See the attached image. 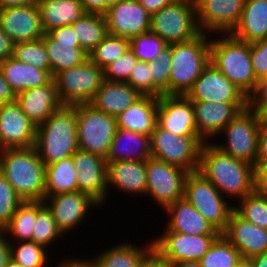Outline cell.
Wrapping results in <instances>:
<instances>
[{
  "mask_svg": "<svg viewBox=\"0 0 267 267\" xmlns=\"http://www.w3.org/2000/svg\"><path fill=\"white\" fill-rule=\"evenodd\" d=\"M198 172L221 194L238 198V201L256 189L255 166L229 156L215 143L203 144Z\"/></svg>",
  "mask_w": 267,
  "mask_h": 267,
  "instance_id": "6da1fadb",
  "label": "cell"
},
{
  "mask_svg": "<svg viewBox=\"0 0 267 267\" xmlns=\"http://www.w3.org/2000/svg\"><path fill=\"white\" fill-rule=\"evenodd\" d=\"M0 173L25 201H44L46 165L35 146L0 150Z\"/></svg>",
  "mask_w": 267,
  "mask_h": 267,
  "instance_id": "7a4b0ae2",
  "label": "cell"
},
{
  "mask_svg": "<svg viewBox=\"0 0 267 267\" xmlns=\"http://www.w3.org/2000/svg\"><path fill=\"white\" fill-rule=\"evenodd\" d=\"M35 147L45 165L72 156L79 149L76 105H62L37 127Z\"/></svg>",
  "mask_w": 267,
  "mask_h": 267,
  "instance_id": "3957f363",
  "label": "cell"
},
{
  "mask_svg": "<svg viewBox=\"0 0 267 267\" xmlns=\"http://www.w3.org/2000/svg\"><path fill=\"white\" fill-rule=\"evenodd\" d=\"M201 32L190 41L172 44L169 95L185 96L210 63V38Z\"/></svg>",
  "mask_w": 267,
  "mask_h": 267,
  "instance_id": "277c9868",
  "label": "cell"
},
{
  "mask_svg": "<svg viewBox=\"0 0 267 267\" xmlns=\"http://www.w3.org/2000/svg\"><path fill=\"white\" fill-rule=\"evenodd\" d=\"M222 35L211 39L210 62L248 96L257 81L250 59V43L230 34Z\"/></svg>",
  "mask_w": 267,
  "mask_h": 267,
  "instance_id": "5b68a950",
  "label": "cell"
},
{
  "mask_svg": "<svg viewBox=\"0 0 267 267\" xmlns=\"http://www.w3.org/2000/svg\"><path fill=\"white\" fill-rule=\"evenodd\" d=\"M76 116L79 149L106 159L118 129L117 118L89 103L76 105Z\"/></svg>",
  "mask_w": 267,
  "mask_h": 267,
  "instance_id": "8992f818",
  "label": "cell"
},
{
  "mask_svg": "<svg viewBox=\"0 0 267 267\" xmlns=\"http://www.w3.org/2000/svg\"><path fill=\"white\" fill-rule=\"evenodd\" d=\"M184 197L221 234L226 230L235 205H229L217 188L200 172H189L184 183Z\"/></svg>",
  "mask_w": 267,
  "mask_h": 267,
  "instance_id": "52a82bcc",
  "label": "cell"
},
{
  "mask_svg": "<svg viewBox=\"0 0 267 267\" xmlns=\"http://www.w3.org/2000/svg\"><path fill=\"white\" fill-rule=\"evenodd\" d=\"M150 31L159 35L168 45L187 42L201 31L196 20L193 0H174L151 15Z\"/></svg>",
  "mask_w": 267,
  "mask_h": 267,
  "instance_id": "ba28073f",
  "label": "cell"
},
{
  "mask_svg": "<svg viewBox=\"0 0 267 267\" xmlns=\"http://www.w3.org/2000/svg\"><path fill=\"white\" fill-rule=\"evenodd\" d=\"M150 142L151 157L188 172L198 171L200 154L205 143L199 136H179L156 124L150 135Z\"/></svg>",
  "mask_w": 267,
  "mask_h": 267,
  "instance_id": "9c48e42d",
  "label": "cell"
},
{
  "mask_svg": "<svg viewBox=\"0 0 267 267\" xmlns=\"http://www.w3.org/2000/svg\"><path fill=\"white\" fill-rule=\"evenodd\" d=\"M53 80L61 104L74 106L89 103L105 79L104 70L88 59L57 73Z\"/></svg>",
  "mask_w": 267,
  "mask_h": 267,
  "instance_id": "30bf717a",
  "label": "cell"
},
{
  "mask_svg": "<svg viewBox=\"0 0 267 267\" xmlns=\"http://www.w3.org/2000/svg\"><path fill=\"white\" fill-rule=\"evenodd\" d=\"M259 125L257 111L247 107L239 111L222 130L226 134L227 143L215 146L229 156L246 161L256 168Z\"/></svg>",
  "mask_w": 267,
  "mask_h": 267,
  "instance_id": "8fae6325",
  "label": "cell"
},
{
  "mask_svg": "<svg viewBox=\"0 0 267 267\" xmlns=\"http://www.w3.org/2000/svg\"><path fill=\"white\" fill-rule=\"evenodd\" d=\"M189 172L176 165L150 157L146 160V193L163 210L184 197V183Z\"/></svg>",
  "mask_w": 267,
  "mask_h": 267,
  "instance_id": "7c38bea8",
  "label": "cell"
},
{
  "mask_svg": "<svg viewBox=\"0 0 267 267\" xmlns=\"http://www.w3.org/2000/svg\"><path fill=\"white\" fill-rule=\"evenodd\" d=\"M220 235L163 232L153 239L154 251L166 262L199 261Z\"/></svg>",
  "mask_w": 267,
  "mask_h": 267,
  "instance_id": "4fadbf2b",
  "label": "cell"
},
{
  "mask_svg": "<svg viewBox=\"0 0 267 267\" xmlns=\"http://www.w3.org/2000/svg\"><path fill=\"white\" fill-rule=\"evenodd\" d=\"M194 2L200 31L220 35L229 34L237 25L246 0H195Z\"/></svg>",
  "mask_w": 267,
  "mask_h": 267,
  "instance_id": "5bb4252c",
  "label": "cell"
},
{
  "mask_svg": "<svg viewBox=\"0 0 267 267\" xmlns=\"http://www.w3.org/2000/svg\"><path fill=\"white\" fill-rule=\"evenodd\" d=\"M191 101L248 103V96L229 81L211 62L185 95Z\"/></svg>",
  "mask_w": 267,
  "mask_h": 267,
  "instance_id": "9a60e30c",
  "label": "cell"
},
{
  "mask_svg": "<svg viewBox=\"0 0 267 267\" xmlns=\"http://www.w3.org/2000/svg\"><path fill=\"white\" fill-rule=\"evenodd\" d=\"M78 171V191L90 196L100 206L105 203L108 190V163L99 155L78 149L73 155Z\"/></svg>",
  "mask_w": 267,
  "mask_h": 267,
  "instance_id": "2e32d148",
  "label": "cell"
},
{
  "mask_svg": "<svg viewBox=\"0 0 267 267\" xmlns=\"http://www.w3.org/2000/svg\"><path fill=\"white\" fill-rule=\"evenodd\" d=\"M37 126L27 117L20 105H0V150L35 146Z\"/></svg>",
  "mask_w": 267,
  "mask_h": 267,
  "instance_id": "e0dca14e",
  "label": "cell"
},
{
  "mask_svg": "<svg viewBox=\"0 0 267 267\" xmlns=\"http://www.w3.org/2000/svg\"><path fill=\"white\" fill-rule=\"evenodd\" d=\"M104 15L108 34L131 40L150 31L151 14L138 0H122L110 6Z\"/></svg>",
  "mask_w": 267,
  "mask_h": 267,
  "instance_id": "ac0fdd59",
  "label": "cell"
},
{
  "mask_svg": "<svg viewBox=\"0 0 267 267\" xmlns=\"http://www.w3.org/2000/svg\"><path fill=\"white\" fill-rule=\"evenodd\" d=\"M0 28L15 42H30L44 36L38 4L0 8Z\"/></svg>",
  "mask_w": 267,
  "mask_h": 267,
  "instance_id": "d6986e66",
  "label": "cell"
},
{
  "mask_svg": "<svg viewBox=\"0 0 267 267\" xmlns=\"http://www.w3.org/2000/svg\"><path fill=\"white\" fill-rule=\"evenodd\" d=\"M44 205L50 210L56 226L62 234L80 225L91 206H100L90 196L78 190L45 196Z\"/></svg>",
  "mask_w": 267,
  "mask_h": 267,
  "instance_id": "ffe728a7",
  "label": "cell"
},
{
  "mask_svg": "<svg viewBox=\"0 0 267 267\" xmlns=\"http://www.w3.org/2000/svg\"><path fill=\"white\" fill-rule=\"evenodd\" d=\"M157 124L179 136H198L192 101L183 95L158 98Z\"/></svg>",
  "mask_w": 267,
  "mask_h": 267,
  "instance_id": "44dd1931",
  "label": "cell"
},
{
  "mask_svg": "<svg viewBox=\"0 0 267 267\" xmlns=\"http://www.w3.org/2000/svg\"><path fill=\"white\" fill-rule=\"evenodd\" d=\"M198 136L204 141L219 136L225 126L248 107V103L192 101ZM207 139V140H206Z\"/></svg>",
  "mask_w": 267,
  "mask_h": 267,
  "instance_id": "7402d4cb",
  "label": "cell"
},
{
  "mask_svg": "<svg viewBox=\"0 0 267 267\" xmlns=\"http://www.w3.org/2000/svg\"><path fill=\"white\" fill-rule=\"evenodd\" d=\"M222 234L245 260L267 251V229L246 221L235 210L231 212L227 228Z\"/></svg>",
  "mask_w": 267,
  "mask_h": 267,
  "instance_id": "603a6c76",
  "label": "cell"
},
{
  "mask_svg": "<svg viewBox=\"0 0 267 267\" xmlns=\"http://www.w3.org/2000/svg\"><path fill=\"white\" fill-rule=\"evenodd\" d=\"M16 102L37 127L62 106L54 80L47 85L20 92Z\"/></svg>",
  "mask_w": 267,
  "mask_h": 267,
  "instance_id": "cb8c5ba5",
  "label": "cell"
},
{
  "mask_svg": "<svg viewBox=\"0 0 267 267\" xmlns=\"http://www.w3.org/2000/svg\"><path fill=\"white\" fill-rule=\"evenodd\" d=\"M170 217L164 232L190 235H221V233L189 203L185 197L165 209Z\"/></svg>",
  "mask_w": 267,
  "mask_h": 267,
  "instance_id": "d4e9b609",
  "label": "cell"
},
{
  "mask_svg": "<svg viewBox=\"0 0 267 267\" xmlns=\"http://www.w3.org/2000/svg\"><path fill=\"white\" fill-rule=\"evenodd\" d=\"M141 97L142 95L126 82L104 80L89 104L101 112L117 117Z\"/></svg>",
  "mask_w": 267,
  "mask_h": 267,
  "instance_id": "484cf974",
  "label": "cell"
},
{
  "mask_svg": "<svg viewBox=\"0 0 267 267\" xmlns=\"http://www.w3.org/2000/svg\"><path fill=\"white\" fill-rule=\"evenodd\" d=\"M151 157L150 136L118 128L110 146L107 162L146 161Z\"/></svg>",
  "mask_w": 267,
  "mask_h": 267,
  "instance_id": "4316f807",
  "label": "cell"
},
{
  "mask_svg": "<svg viewBox=\"0 0 267 267\" xmlns=\"http://www.w3.org/2000/svg\"><path fill=\"white\" fill-rule=\"evenodd\" d=\"M229 34L248 43L267 39V0H246L239 22Z\"/></svg>",
  "mask_w": 267,
  "mask_h": 267,
  "instance_id": "83f0119b",
  "label": "cell"
},
{
  "mask_svg": "<svg viewBox=\"0 0 267 267\" xmlns=\"http://www.w3.org/2000/svg\"><path fill=\"white\" fill-rule=\"evenodd\" d=\"M108 163V188L115 186L119 191L133 194L146 193V161H115ZM133 193V194H132Z\"/></svg>",
  "mask_w": 267,
  "mask_h": 267,
  "instance_id": "f1b7e54d",
  "label": "cell"
},
{
  "mask_svg": "<svg viewBox=\"0 0 267 267\" xmlns=\"http://www.w3.org/2000/svg\"><path fill=\"white\" fill-rule=\"evenodd\" d=\"M0 68L16 95L31 88L47 85L53 80L50 70L17 61L14 57L1 61Z\"/></svg>",
  "mask_w": 267,
  "mask_h": 267,
  "instance_id": "f546056e",
  "label": "cell"
},
{
  "mask_svg": "<svg viewBox=\"0 0 267 267\" xmlns=\"http://www.w3.org/2000/svg\"><path fill=\"white\" fill-rule=\"evenodd\" d=\"M158 98L142 96L117 118L118 128L151 135L157 124Z\"/></svg>",
  "mask_w": 267,
  "mask_h": 267,
  "instance_id": "4dcf8cb0",
  "label": "cell"
},
{
  "mask_svg": "<svg viewBox=\"0 0 267 267\" xmlns=\"http://www.w3.org/2000/svg\"><path fill=\"white\" fill-rule=\"evenodd\" d=\"M44 33L65 25H72L84 13L80 0H38Z\"/></svg>",
  "mask_w": 267,
  "mask_h": 267,
  "instance_id": "1f68e13d",
  "label": "cell"
},
{
  "mask_svg": "<svg viewBox=\"0 0 267 267\" xmlns=\"http://www.w3.org/2000/svg\"><path fill=\"white\" fill-rule=\"evenodd\" d=\"M104 250L93 259L97 267H139L142 261L154 250L153 241L146 247H136L130 241L119 243Z\"/></svg>",
  "mask_w": 267,
  "mask_h": 267,
  "instance_id": "d6a6232c",
  "label": "cell"
},
{
  "mask_svg": "<svg viewBox=\"0 0 267 267\" xmlns=\"http://www.w3.org/2000/svg\"><path fill=\"white\" fill-rule=\"evenodd\" d=\"M50 61V72L54 77L57 73L83 64L89 55L80 45H65L53 40L47 33L42 37Z\"/></svg>",
  "mask_w": 267,
  "mask_h": 267,
  "instance_id": "836d02e7",
  "label": "cell"
},
{
  "mask_svg": "<svg viewBox=\"0 0 267 267\" xmlns=\"http://www.w3.org/2000/svg\"><path fill=\"white\" fill-rule=\"evenodd\" d=\"M77 175L72 156L46 165L45 196L77 191Z\"/></svg>",
  "mask_w": 267,
  "mask_h": 267,
  "instance_id": "e575fe53",
  "label": "cell"
},
{
  "mask_svg": "<svg viewBox=\"0 0 267 267\" xmlns=\"http://www.w3.org/2000/svg\"><path fill=\"white\" fill-rule=\"evenodd\" d=\"M71 26L79 39L80 47L87 54L108 35L107 21L104 14L86 12Z\"/></svg>",
  "mask_w": 267,
  "mask_h": 267,
  "instance_id": "d590c367",
  "label": "cell"
},
{
  "mask_svg": "<svg viewBox=\"0 0 267 267\" xmlns=\"http://www.w3.org/2000/svg\"><path fill=\"white\" fill-rule=\"evenodd\" d=\"M36 218L37 201H25L18 207L11 220L1 231L8 236V238L12 236L11 239L9 238V241L15 238L14 243L31 241Z\"/></svg>",
  "mask_w": 267,
  "mask_h": 267,
  "instance_id": "8d00e7d4",
  "label": "cell"
},
{
  "mask_svg": "<svg viewBox=\"0 0 267 267\" xmlns=\"http://www.w3.org/2000/svg\"><path fill=\"white\" fill-rule=\"evenodd\" d=\"M242 260L238 249L221 234L198 262L200 267H235Z\"/></svg>",
  "mask_w": 267,
  "mask_h": 267,
  "instance_id": "74e56055",
  "label": "cell"
},
{
  "mask_svg": "<svg viewBox=\"0 0 267 267\" xmlns=\"http://www.w3.org/2000/svg\"><path fill=\"white\" fill-rule=\"evenodd\" d=\"M130 49V40L108 34L88 55L89 60L101 69L122 56Z\"/></svg>",
  "mask_w": 267,
  "mask_h": 267,
  "instance_id": "f35d334b",
  "label": "cell"
},
{
  "mask_svg": "<svg viewBox=\"0 0 267 267\" xmlns=\"http://www.w3.org/2000/svg\"><path fill=\"white\" fill-rule=\"evenodd\" d=\"M239 203L234 210L242 218L258 227L267 229V195L255 189L240 199Z\"/></svg>",
  "mask_w": 267,
  "mask_h": 267,
  "instance_id": "ab89813d",
  "label": "cell"
},
{
  "mask_svg": "<svg viewBox=\"0 0 267 267\" xmlns=\"http://www.w3.org/2000/svg\"><path fill=\"white\" fill-rule=\"evenodd\" d=\"M172 59V44L168 45L157 58L148 62L152 78V96L159 98L169 95L170 66Z\"/></svg>",
  "mask_w": 267,
  "mask_h": 267,
  "instance_id": "60d3db41",
  "label": "cell"
},
{
  "mask_svg": "<svg viewBox=\"0 0 267 267\" xmlns=\"http://www.w3.org/2000/svg\"><path fill=\"white\" fill-rule=\"evenodd\" d=\"M62 232L57 228L50 210L44 205V201H37V218L35 221L31 241L48 247L57 240Z\"/></svg>",
  "mask_w": 267,
  "mask_h": 267,
  "instance_id": "b9f144b4",
  "label": "cell"
},
{
  "mask_svg": "<svg viewBox=\"0 0 267 267\" xmlns=\"http://www.w3.org/2000/svg\"><path fill=\"white\" fill-rule=\"evenodd\" d=\"M13 244L10 241L11 259L22 267H45L47 264V250L33 241H21ZM46 251V252H45Z\"/></svg>",
  "mask_w": 267,
  "mask_h": 267,
  "instance_id": "7bdbcfd3",
  "label": "cell"
},
{
  "mask_svg": "<svg viewBox=\"0 0 267 267\" xmlns=\"http://www.w3.org/2000/svg\"><path fill=\"white\" fill-rule=\"evenodd\" d=\"M13 57L17 61L31 64L43 70H50V61L42 38L30 42L15 43Z\"/></svg>",
  "mask_w": 267,
  "mask_h": 267,
  "instance_id": "ee69618b",
  "label": "cell"
},
{
  "mask_svg": "<svg viewBox=\"0 0 267 267\" xmlns=\"http://www.w3.org/2000/svg\"><path fill=\"white\" fill-rule=\"evenodd\" d=\"M168 44L157 34L148 31L130 40V49L139 61L152 62Z\"/></svg>",
  "mask_w": 267,
  "mask_h": 267,
  "instance_id": "f6af8a7d",
  "label": "cell"
},
{
  "mask_svg": "<svg viewBox=\"0 0 267 267\" xmlns=\"http://www.w3.org/2000/svg\"><path fill=\"white\" fill-rule=\"evenodd\" d=\"M23 202L12 185L0 173V230L11 220Z\"/></svg>",
  "mask_w": 267,
  "mask_h": 267,
  "instance_id": "bcb514c9",
  "label": "cell"
},
{
  "mask_svg": "<svg viewBox=\"0 0 267 267\" xmlns=\"http://www.w3.org/2000/svg\"><path fill=\"white\" fill-rule=\"evenodd\" d=\"M137 61L133 51L127 50L104 69V79L111 82H127Z\"/></svg>",
  "mask_w": 267,
  "mask_h": 267,
  "instance_id": "7dc6e473",
  "label": "cell"
},
{
  "mask_svg": "<svg viewBox=\"0 0 267 267\" xmlns=\"http://www.w3.org/2000/svg\"><path fill=\"white\" fill-rule=\"evenodd\" d=\"M142 96H152V78L147 62L137 61L127 80Z\"/></svg>",
  "mask_w": 267,
  "mask_h": 267,
  "instance_id": "c3c4849f",
  "label": "cell"
},
{
  "mask_svg": "<svg viewBox=\"0 0 267 267\" xmlns=\"http://www.w3.org/2000/svg\"><path fill=\"white\" fill-rule=\"evenodd\" d=\"M250 59L256 79L267 75V39L250 43Z\"/></svg>",
  "mask_w": 267,
  "mask_h": 267,
  "instance_id": "681fc988",
  "label": "cell"
},
{
  "mask_svg": "<svg viewBox=\"0 0 267 267\" xmlns=\"http://www.w3.org/2000/svg\"><path fill=\"white\" fill-rule=\"evenodd\" d=\"M265 100H267V75L257 79L253 91L248 95V107L256 110Z\"/></svg>",
  "mask_w": 267,
  "mask_h": 267,
  "instance_id": "f907efd6",
  "label": "cell"
},
{
  "mask_svg": "<svg viewBox=\"0 0 267 267\" xmlns=\"http://www.w3.org/2000/svg\"><path fill=\"white\" fill-rule=\"evenodd\" d=\"M53 40L65 45H80L79 39L71 25H65L47 33Z\"/></svg>",
  "mask_w": 267,
  "mask_h": 267,
  "instance_id": "816d5d0a",
  "label": "cell"
},
{
  "mask_svg": "<svg viewBox=\"0 0 267 267\" xmlns=\"http://www.w3.org/2000/svg\"><path fill=\"white\" fill-rule=\"evenodd\" d=\"M267 160V122L260 121L258 133V155L256 167L262 162Z\"/></svg>",
  "mask_w": 267,
  "mask_h": 267,
  "instance_id": "f5cc1de1",
  "label": "cell"
},
{
  "mask_svg": "<svg viewBox=\"0 0 267 267\" xmlns=\"http://www.w3.org/2000/svg\"><path fill=\"white\" fill-rule=\"evenodd\" d=\"M16 97L17 95L12 90L10 84L6 81L0 68V105L13 103L16 101Z\"/></svg>",
  "mask_w": 267,
  "mask_h": 267,
  "instance_id": "db71d44e",
  "label": "cell"
},
{
  "mask_svg": "<svg viewBox=\"0 0 267 267\" xmlns=\"http://www.w3.org/2000/svg\"><path fill=\"white\" fill-rule=\"evenodd\" d=\"M15 42L0 28V62L13 57Z\"/></svg>",
  "mask_w": 267,
  "mask_h": 267,
  "instance_id": "11a10c76",
  "label": "cell"
},
{
  "mask_svg": "<svg viewBox=\"0 0 267 267\" xmlns=\"http://www.w3.org/2000/svg\"><path fill=\"white\" fill-rule=\"evenodd\" d=\"M256 190L267 195V160L255 168Z\"/></svg>",
  "mask_w": 267,
  "mask_h": 267,
  "instance_id": "9f6ffc18",
  "label": "cell"
},
{
  "mask_svg": "<svg viewBox=\"0 0 267 267\" xmlns=\"http://www.w3.org/2000/svg\"><path fill=\"white\" fill-rule=\"evenodd\" d=\"M11 259L10 241L0 230V267H5Z\"/></svg>",
  "mask_w": 267,
  "mask_h": 267,
  "instance_id": "6f0895ef",
  "label": "cell"
},
{
  "mask_svg": "<svg viewBox=\"0 0 267 267\" xmlns=\"http://www.w3.org/2000/svg\"><path fill=\"white\" fill-rule=\"evenodd\" d=\"M83 9L88 13H106V1L105 0H80Z\"/></svg>",
  "mask_w": 267,
  "mask_h": 267,
  "instance_id": "680465c9",
  "label": "cell"
},
{
  "mask_svg": "<svg viewBox=\"0 0 267 267\" xmlns=\"http://www.w3.org/2000/svg\"><path fill=\"white\" fill-rule=\"evenodd\" d=\"M174 0H138L149 14H154L163 7L169 6Z\"/></svg>",
  "mask_w": 267,
  "mask_h": 267,
  "instance_id": "91938a15",
  "label": "cell"
},
{
  "mask_svg": "<svg viewBox=\"0 0 267 267\" xmlns=\"http://www.w3.org/2000/svg\"><path fill=\"white\" fill-rule=\"evenodd\" d=\"M139 267H168L166 262L153 250Z\"/></svg>",
  "mask_w": 267,
  "mask_h": 267,
  "instance_id": "94428289",
  "label": "cell"
},
{
  "mask_svg": "<svg viewBox=\"0 0 267 267\" xmlns=\"http://www.w3.org/2000/svg\"><path fill=\"white\" fill-rule=\"evenodd\" d=\"M58 267H97L96 263L91 259V260H82L78 258H73L72 259H67L65 262H60Z\"/></svg>",
  "mask_w": 267,
  "mask_h": 267,
  "instance_id": "6125c7cd",
  "label": "cell"
},
{
  "mask_svg": "<svg viewBox=\"0 0 267 267\" xmlns=\"http://www.w3.org/2000/svg\"><path fill=\"white\" fill-rule=\"evenodd\" d=\"M38 4V0H0V8Z\"/></svg>",
  "mask_w": 267,
  "mask_h": 267,
  "instance_id": "be15d7a7",
  "label": "cell"
},
{
  "mask_svg": "<svg viewBox=\"0 0 267 267\" xmlns=\"http://www.w3.org/2000/svg\"><path fill=\"white\" fill-rule=\"evenodd\" d=\"M249 267H267V251L247 260Z\"/></svg>",
  "mask_w": 267,
  "mask_h": 267,
  "instance_id": "e7e4bbea",
  "label": "cell"
},
{
  "mask_svg": "<svg viewBox=\"0 0 267 267\" xmlns=\"http://www.w3.org/2000/svg\"><path fill=\"white\" fill-rule=\"evenodd\" d=\"M168 267H200L197 261H179L174 263H166Z\"/></svg>",
  "mask_w": 267,
  "mask_h": 267,
  "instance_id": "03108f58",
  "label": "cell"
},
{
  "mask_svg": "<svg viewBox=\"0 0 267 267\" xmlns=\"http://www.w3.org/2000/svg\"><path fill=\"white\" fill-rule=\"evenodd\" d=\"M259 120L267 122V100H265L257 109Z\"/></svg>",
  "mask_w": 267,
  "mask_h": 267,
  "instance_id": "003e7915",
  "label": "cell"
},
{
  "mask_svg": "<svg viewBox=\"0 0 267 267\" xmlns=\"http://www.w3.org/2000/svg\"><path fill=\"white\" fill-rule=\"evenodd\" d=\"M105 1H106V12H107L110 6L117 4L118 2L122 0H105Z\"/></svg>",
  "mask_w": 267,
  "mask_h": 267,
  "instance_id": "a7ac6f4b",
  "label": "cell"
},
{
  "mask_svg": "<svg viewBox=\"0 0 267 267\" xmlns=\"http://www.w3.org/2000/svg\"><path fill=\"white\" fill-rule=\"evenodd\" d=\"M5 267H22V266L16 263L13 259H10Z\"/></svg>",
  "mask_w": 267,
  "mask_h": 267,
  "instance_id": "89a4df30",
  "label": "cell"
},
{
  "mask_svg": "<svg viewBox=\"0 0 267 267\" xmlns=\"http://www.w3.org/2000/svg\"><path fill=\"white\" fill-rule=\"evenodd\" d=\"M235 267H249L247 260L243 259L238 265Z\"/></svg>",
  "mask_w": 267,
  "mask_h": 267,
  "instance_id": "2644e50d",
  "label": "cell"
}]
</instances>
